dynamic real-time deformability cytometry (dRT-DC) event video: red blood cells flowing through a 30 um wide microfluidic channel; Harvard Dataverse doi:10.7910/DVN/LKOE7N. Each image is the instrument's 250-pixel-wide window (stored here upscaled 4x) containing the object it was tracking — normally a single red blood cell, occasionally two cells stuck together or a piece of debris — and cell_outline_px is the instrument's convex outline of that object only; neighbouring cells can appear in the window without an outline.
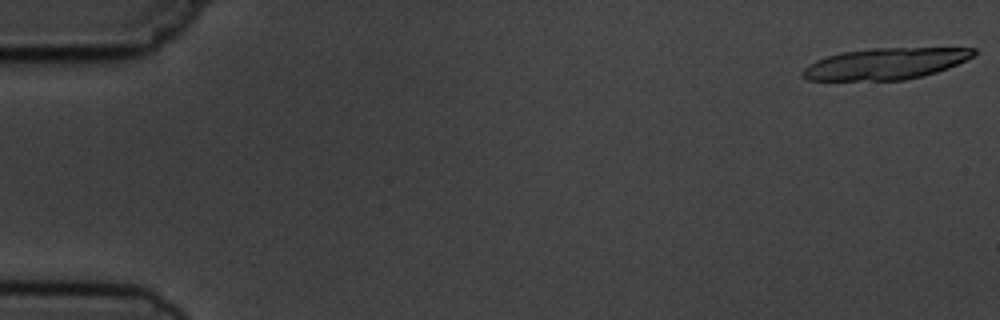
{"species": "common noctule bat (a hibernating species)", "species_latin": "Nyctalus noctula", "temperature_condition": "cold", "stored_images_in_passage": 5, "camera_frame_rate_fps": 3000, "um_per_image_px": 0.085, "animal": {"sex": "male", "body_mass_g": 19.5, "forearm_length_mm": 54.6}, "frame": {"image": 1, "passage_image": 1, "time_ms": 0.0, "image_size_px": [1000, 320], "cell_outline_px": [[976, 52], [972, 56], [948, 68], [924, 76], [904, 80], [808, 80], [800, 76], [800, 72], [808, 64], [816, 60], [840, 52], [868, 48], [976, 48]], "centroid_in_image_um": [75.21, 5.42], "position_along_channel_um": 9.8, "area_um2": 31.27}}